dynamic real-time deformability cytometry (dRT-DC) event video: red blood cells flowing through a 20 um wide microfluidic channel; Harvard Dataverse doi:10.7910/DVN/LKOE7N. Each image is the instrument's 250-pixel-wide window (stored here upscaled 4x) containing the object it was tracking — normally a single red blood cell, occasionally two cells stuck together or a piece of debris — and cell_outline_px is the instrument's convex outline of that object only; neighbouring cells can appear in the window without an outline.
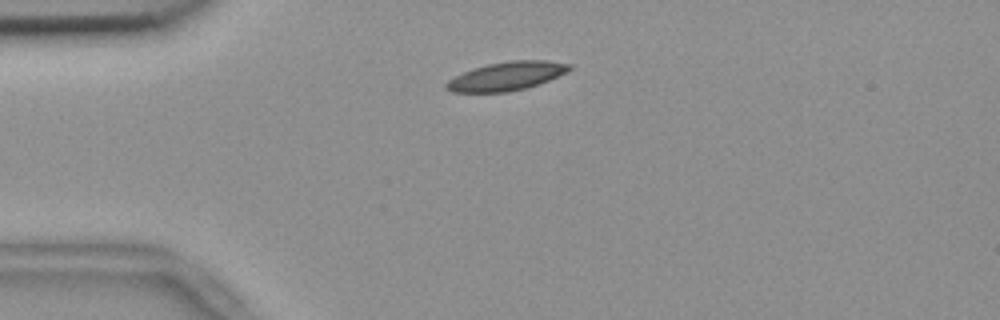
{"species": "common noctule bat (a hibernating species)", "species_latin": "Nyctalus noctula", "temperature_condition": "room temperature", "stored_images_in_passage": 49, "camera_frame_rate_fps": 3000, "um_per_image_px": 0.085, "animal": {"sex": "female", "body_mass_g": 18.4}, "frame": {"image": 1, "passage_image": 8, "time_ms": 2.333, "image_size_px": [1000, 320], "cell_outline_px": [[572, 68], [548, 80], [524, 88], [504, 92], [452, 92], [444, 88], [444, 84], [448, 80], [472, 68], [488, 64], [512, 60], [548, 60], [572, 64]], "centroid_in_image_um": [43.02, 6.46], "position_along_channel_um": 42.0, "area_um2": 20.23}}
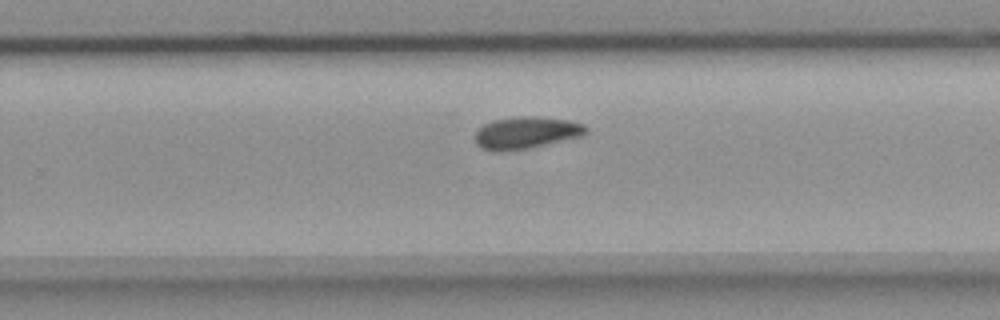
{"frame": {"image": 2, "passage_image": 30, "time_ms": 9.667, "image_size_px": [1000, 320], "cell_outline_px": [[588, 132], [580, 136], [528, 148], [500, 152], [496, 152], [480, 148], [476, 144], [476, 132], [484, 124], [492, 120], [516, 116], [536, 116], [568, 120], [584, 124], [588, 128]], "centroid_in_image_um": [44.7, 11.27], "position_along_channel_um": 285.1, "area_um2": 20.69}}
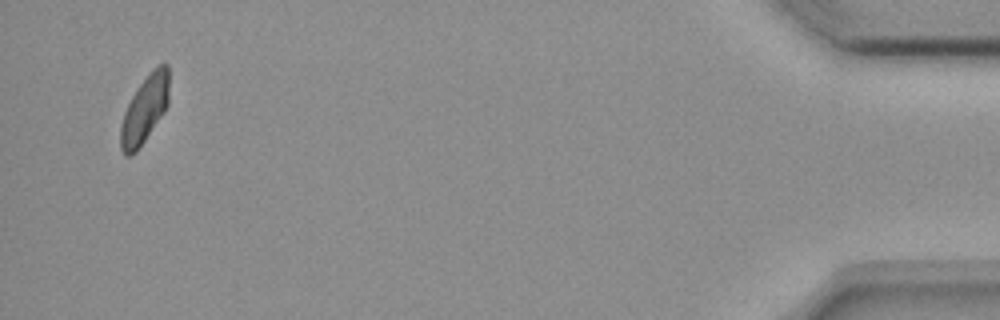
{"frame": {"image": 3, "passage_image": 48, "time_ms": 15.667, "image_size_px": [1000, 320], "cell_outline_px": [[168, 104], [164, 112], [136, 152], [128, 156], [124, 156], [120, 148], [120, 124], [124, 112], [132, 96], [140, 84], [152, 68], [156, 64], [168, 64]], "centroid_in_image_um": [12.28, 9.3], "position_along_channel_um": 422.9, "area_um2": 18.96}, "authors_computed_cell_mechanics": {"area_um2": 19.9988, "velocity_mm_per_s": 3.6562, "shape_relaxation_time_tau1_ms": 5.8289, "shape_relaxation_time_tau2_ms": null, "deformation_change_tau1": 0.1311, "deformation_change_tau2": null}}